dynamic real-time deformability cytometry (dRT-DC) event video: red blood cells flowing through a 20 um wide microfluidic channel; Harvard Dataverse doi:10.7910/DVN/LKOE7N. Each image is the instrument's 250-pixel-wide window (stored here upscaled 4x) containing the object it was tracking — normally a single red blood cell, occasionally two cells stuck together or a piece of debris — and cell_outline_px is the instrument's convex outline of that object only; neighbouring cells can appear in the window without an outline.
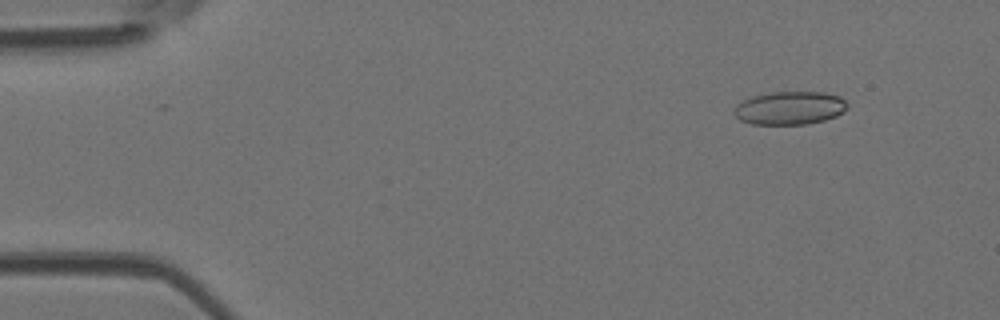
{"species": "Egyptian fruit bat (a non-hibernating species)", "species_latin": "Rousettus aegyptiacus", "temperature_condition": "room temperature", "stored_images_in_passage": 47, "camera_frame_rate_fps": 3000, "um_per_image_px": 0.085, "animal": {"sex": "female"}, "frame": {"image": 1, "passage_image": 5, "time_ms": 1.333, "image_size_px": [1000, 320], "cell_outline_px": [[848, 108], [844, 112], [836, 116], [824, 120], [808, 124], [752, 124], [740, 120], [736, 116], [736, 104], [752, 96], [772, 92], [824, 92], [840, 96], [848, 104]], "centroid_in_image_um": [67.18, 9.18], "position_along_channel_um": 17.8, "area_um2": 21.91}}
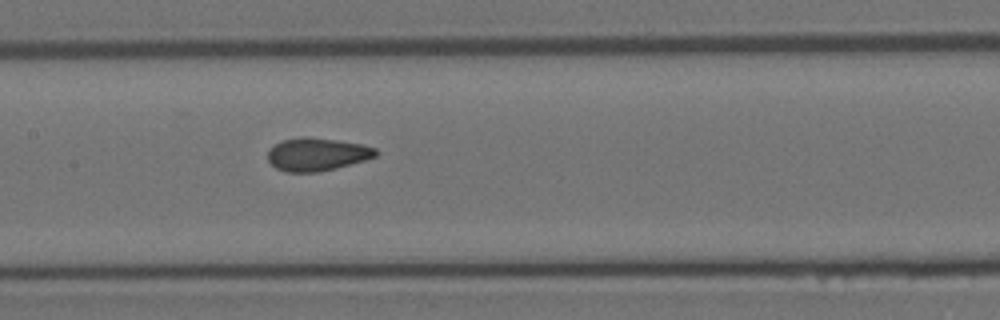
{"frame": {"image": 2, "passage_image": 24, "time_ms": 7.667, "image_size_px": [1000, 320], "cell_outline_px": [[380, 152], [376, 156], [364, 160], [336, 168], [316, 172], [284, 172], [276, 168], [268, 160], [268, 152], [276, 144], [284, 140], [308, 136], [336, 140], [360, 144], [376, 148]], "centroid_in_image_um": [26.96, 13.12], "position_along_channel_um": 180.4, "area_um2": 20.52}}
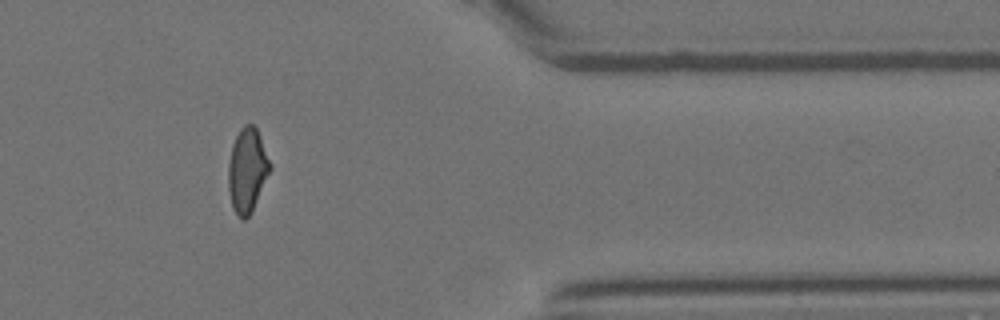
{"frame": {"image": 3, "passage_image": 41, "time_ms": 13.333, "image_size_px": [1000, 320], "cell_outline_px": [[272, 168], [252, 212], [244, 220], [240, 220], [232, 208], [228, 188], [228, 164], [232, 144], [240, 128], [244, 124], [252, 124], [256, 128], [272, 164]], "centroid_in_image_um": [21.02, 14.5], "position_along_channel_um": 390.4, "area_um2": 20.75}}